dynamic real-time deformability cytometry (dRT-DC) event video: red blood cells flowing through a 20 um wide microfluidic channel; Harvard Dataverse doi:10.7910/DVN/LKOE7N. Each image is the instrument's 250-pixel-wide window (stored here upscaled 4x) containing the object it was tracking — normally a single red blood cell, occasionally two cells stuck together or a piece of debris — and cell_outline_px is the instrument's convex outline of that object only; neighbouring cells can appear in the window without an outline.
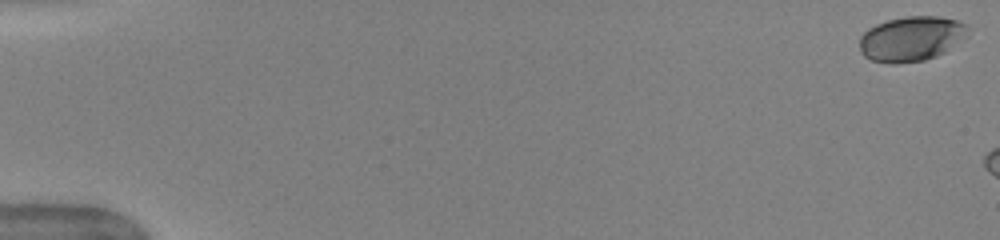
{"species": "human", "species_latin": "Homo sapiens", "temperature_condition": "warm", "stored_images_in_passage": 7, "camera_frame_rate_fps": 3000, "um_per_image_px": 0.085, "donor": {"sex": "female"}, "frame": {"image": 1, "passage_image": 1, "time_ms": 0.0, "image_size_px": [1000, 240], "cell_outline_px": [[968, 36], [944, 52], [936, 56], [924, 60], [896, 64], [892, 64], [872, 60], [864, 56], [860, 48], [860, 36], [868, 28], [876, 24], [888, 20], [908, 16], [940, 16], [956, 20], [968, 24]], "centroid_in_image_um": [77.48, 3.28], "position_along_channel_um": 7.5, "area_um2": 28.44}}